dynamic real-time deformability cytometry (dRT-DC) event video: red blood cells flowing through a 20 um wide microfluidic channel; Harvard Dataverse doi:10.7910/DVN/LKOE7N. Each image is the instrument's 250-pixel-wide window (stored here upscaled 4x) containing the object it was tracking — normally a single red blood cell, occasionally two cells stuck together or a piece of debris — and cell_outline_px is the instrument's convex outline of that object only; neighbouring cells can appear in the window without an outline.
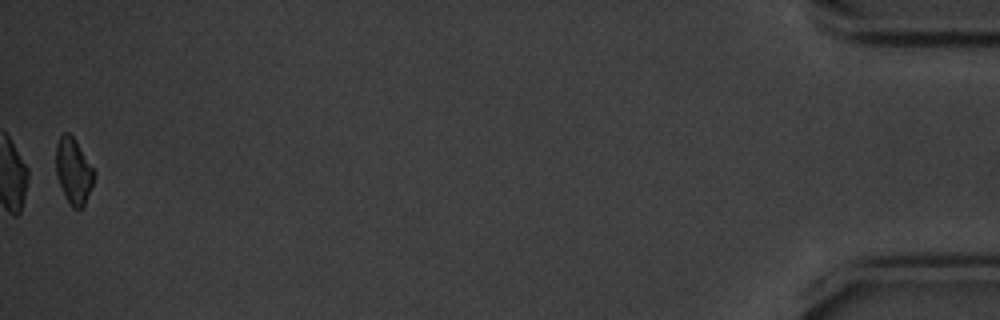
{"species": "common noctule bat (a hibernating species)", "species_latin": "Nyctalus noctula", "temperature_condition": "cold", "stored_images_in_passage": 45, "camera_frame_rate_fps": 3000, "um_per_image_px": 0.085, "animal": {"sex": "male", "body_mass_g": 20.1, "forearm_length_mm": 53.5}, "frame": {"image": 1, "passage_image": 45, "time_ms": 14.667, "image_size_px": [1000, 320], "cell_outline_px": [[96, 172], [92, 184], [84, 204], [80, 208], [72, 208], [60, 184], [56, 172], [56, 144], [60, 136], [64, 132], [68, 132], [72, 136]], "centroid_in_image_um": [6.24, 14.5], "position_along_channel_um": 429.0, "area_um2": 14.16}, "authors_computed_cell_mechanics": {"area_um2": 16.5886, "velocity_mm_per_s": 3.5708, "shape_relaxation_time_tau1_ms": 3.5148, "shape_relaxation_time_tau2_ms": null, "deformation_change_tau1": 0.0775, "deformation_change_tau2": null}}